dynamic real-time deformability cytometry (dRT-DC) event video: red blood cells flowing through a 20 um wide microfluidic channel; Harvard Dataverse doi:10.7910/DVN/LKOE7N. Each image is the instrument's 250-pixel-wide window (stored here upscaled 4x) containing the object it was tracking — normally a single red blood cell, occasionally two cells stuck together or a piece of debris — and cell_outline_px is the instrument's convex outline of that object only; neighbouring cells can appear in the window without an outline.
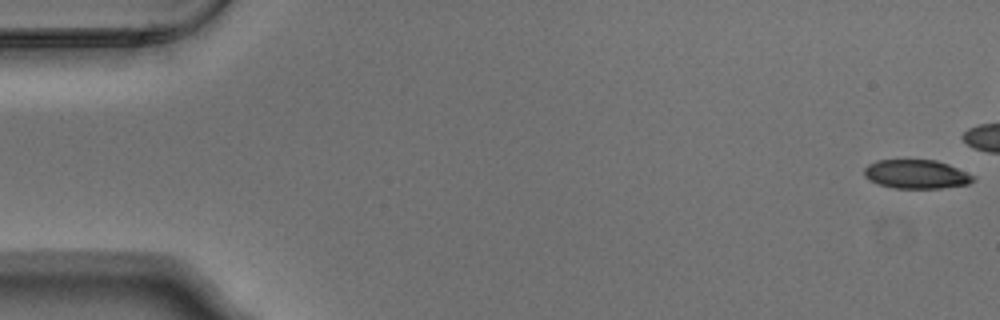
{"species": "Egyptian fruit bat (a non-hibernating species)", "species_latin": "Rousettus aegyptiacus", "temperature_condition": "warm", "stored_images_in_passage": 4, "camera_frame_rate_fps": 3000, "um_per_image_px": 0.085, "animal": {"sex": "male"}, "frame": {"image": 1, "passage_image": 1, "time_ms": 0.0, "image_size_px": [1000, 320], "cell_outline_px": [[976, 180], [968, 184], [940, 188], [896, 188], [880, 184], [868, 180], [864, 176], [864, 168], [868, 164], [876, 160], [936, 160], [948, 164], [976, 176]], "centroid_in_image_um": [77.9, 14.8], "position_along_channel_um": 7.1, "area_um2": 18.38}}